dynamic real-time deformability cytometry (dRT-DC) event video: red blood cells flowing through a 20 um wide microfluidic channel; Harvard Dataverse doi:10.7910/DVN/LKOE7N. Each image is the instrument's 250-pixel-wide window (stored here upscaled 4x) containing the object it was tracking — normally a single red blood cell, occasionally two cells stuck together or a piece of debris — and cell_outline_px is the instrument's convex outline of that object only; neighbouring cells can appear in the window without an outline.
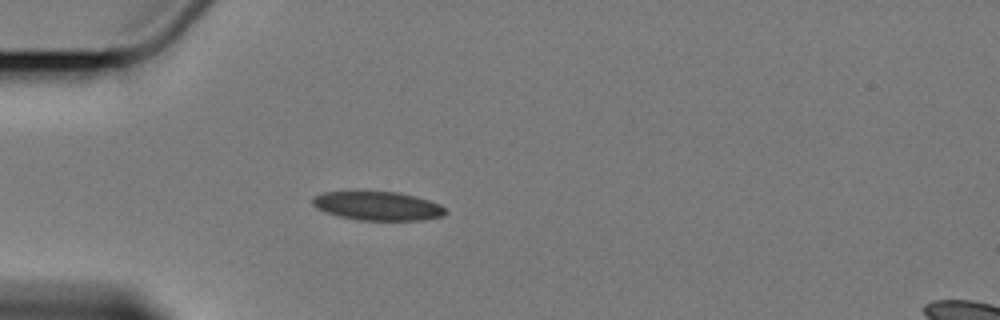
{"species": "Egyptian fruit bat (a non-hibernating species)", "species_latin": "Rousettus aegyptiacus", "temperature_condition": "cold", "stored_images_in_passage": 1, "camera_frame_rate_fps": 3000, "um_per_image_px": 0.085, "animal": {"sex": "female"}, "frame": {"image": 1, "passage_image": 1, "time_ms": 0.0, "image_size_px": [1000, 320], "cell_outline_px": [[448, 212], [444, 216], [420, 220], [360, 220], [340, 216], [324, 212], [316, 208], [312, 204], [312, 200], [316, 196], [324, 192], [396, 192], [416, 196], [440, 204]], "centroid_in_image_um": [32.13, 17.51], "position_along_channel_um": 52.9, "area_um2": 22.14}}